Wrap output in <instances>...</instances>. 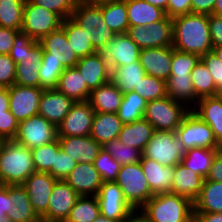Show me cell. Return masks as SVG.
Here are the masks:
<instances>
[{
	"label": "cell",
	"instance_id": "36",
	"mask_svg": "<svg viewBox=\"0 0 222 222\" xmlns=\"http://www.w3.org/2000/svg\"><path fill=\"white\" fill-rule=\"evenodd\" d=\"M105 24L115 34H125L129 28L126 0H107L101 3Z\"/></svg>",
	"mask_w": 222,
	"mask_h": 222
},
{
	"label": "cell",
	"instance_id": "57",
	"mask_svg": "<svg viewBox=\"0 0 222 222\" xmlns=\"http://www.w3.org/2000/svg\"><path fill=\"white\" fill-rule=\"evenodd\" d=\"M209 30L213 47L222 46V17L209 15Z\"/></svg>",
	"mask_w": 222,
	"mask_h": 222
},
{
	"label": "cell",
	"instance_id": "6",
	"mask_svg": "<svg viewBox=\"0 0 222 222\" xmlns=\"http://www.w3.org/2000/svg\"><path fill=\"white\" fill-rule=\"evenodd\" d=\"M190 112L184 104L166 96L147 102L143 115L155 131H176L183 118Z\"/></svg>",
	"mask_w": 222,
	"mask_h": 222
},
{
	"label": "cell",
	"instance_id": "10",
	"mask_svg": "<svg viewBox=\"0 0 222 222\" xmlns=\"http://www.w3.org/2000/svg\"><path fill=\"white\" fill-rule=\"evenodd\" d=\"M58 138L57 127L41 115H35L18 123L15 142L33 149L47 145Z\"/></svg>",
	"mask_w": 222,
	"mask_h": 222
},
{
	"label": "cell",
	"instance_id": "39",
	"mask_svg": "<svg viewBox=\"0 0 222 222\" xmlns=\"http://www.w3.org/2000/svg\"><path fill=\"white\" fill-rule=\"evenodd\" d=\"M61 27L65 30L69 45L79 58L93 54L97 51L84 30L71 18L63 20Z\"/></svg>",
	"mask_w": 222,
	"mask_h": 222
},
{
	"label": "cell",
	"instance_id": "9",
	"mask_svg": "<svg viewBox=\"0 0 222 222\" xmlns=\"http://www.w3.org/2000/svg\"><path fill=\"white\" fill-rule=\"evenodd\" d=\"M184 153L175 131H155L142 155L161 165L176 166Z\"/></svg>",
	"mask_w": 222,
	"mask_h": 222
},
{
	"label": "cell",
	"instance_id": "24",
	"mask_svg": "<svg viewBox=\"0 0 222 222\" xmlns=\"http://www.w3.org/2000/svg\"><path fill=\"white\" fill-rule=\"evenodd\" d=\"M140 165L154 195L171 193L175 166H165L142 155Z\"/></svg>",
	"mask_w": 222,
	"mask_h": 222
},
{
	"label": "cell",
	"instance_id": "51",
	"mask_svg": "<svg viewBox=\"0 0 222 222\" xmlns=\"http://www.w3.org/2000/svg\"><path fill=\"white\" fill-rule=\"evenodd\" d=\"M34 4L58 14L63 20L70 18L76 3L75 0H31Z\"/></svg>",
	"mask_w": 222,
	"mask_h": 222
},
{
	"label": "cell",
	"instance_id": "33",
	"mask_svg": "<svg viewBox=\"0 0 222 222\" xmlns=\"http://www.w3.org/2000/svg\"><path fill=\"white\" fill-rule=\"evenodd\" d=\"M154 132V127L142 118L130 124H123L118 138L124 144L138 148L143 152Z\"/></svg>",
	"mask_w": 222,
	"mask_h": 222
},
{
	"label": "cell",
	"instance_id": "43",
	"mask_svg": "<svg viewBox=\"0 0 222 222\" xmlns=\"http://www.w3.org/2000/svg\"><path fill=\"white\" fill-rule=\"evenodd\" d=\"M25 0H0V27L21 30Z\"/></svg>",
	"mask_w": 222,
	"mask_h": 222
},
{
	"label": "cell",
	"instance_id": "71",
	"mask_svg": "<svg viewBox=\"0 0 222 222\" xmlns=\"http://www.w3.org/2000/svg\"><path fill=\"white\" fill-rule=\"evenodd\" d=\"M222 98V90L218 94Z\"/></svg>",
	"mask_w": 222,
	"mask_h": 222
},
{
	"label": "cell",
	"instance_id": "50",
	"mask_svg": "<svg viewBox=\"0 0 222 222\" xmlns=\"http://www.w3.org/2000/svg\"><path fill=\"white\" fill-rule=\"evenodd\" d=\"M38 43L37 40L31 39L26 33L19 31L13 42L9 56L16 64H24L29 57L30 50Z\"/></svg>",
	"mask_w": 222,
	"mask_h": 222
},
{
	"label": "cell",
	"instance_id": "48",
	"mask_svg": "<svg viewBox=\"0 0 222 222\" xmlns=\"http://www.w3.org/2000/svg\"><path fill=\"white\" fill-rule=\"evenodd\" d=\"M93 165L100 174L103 182L115 181L121 168L120 163H118L103 148L99 151L97 157L93 162Z\"/></svg>",
	"mask_w": 222,
	"mask_h": 222
},
{
	"label": "cell",
	"instance_id": "40",
	"mask_svg": "<svg viewBox=\"0 0 222 222\" xmlns=\"http://www.w3.org/2000/svg\"><path fill=\"white\" fill-rule=\"evenodd\" d=\"M147 102L135 91L123 94L117 115L123 124H130L143 118Z\"/></svg>",
	"mask_w": 222,
	"mask_h": 222
},
{
	"label": "cell",
	"instance_id": "11",
	"mask_svg": "<svg viewBox=\"0 0 222 222\" xmlns=\"http://www.w3.org/2000/svg\"><path fill=\"white\" fill-rule=\"evenodd\" d=\"M127 35L140 49L170 47L173 46V20L166 16L145 27H129Z\"/></svg>",
	"mask_w": 222,
	"mask_h": 222
},
{
	"label": "cell",
	"instance_id": "23",
	"mask_svg": "<svg viewBox=\"0 0 222 222\" xmlns=\"http://www.w3.org/2000/svg\"><path fill=\"white\" fill-rule=\"evenodd\" d=\"M61 150L78 163H93L102 146L91 136L58 137Z\"/></svg>",
	"mask_w": 222,
	"mask_h": 222
},
{
	"label": "cell",
	"instance_id": "44",
	"mask_svg": "<svg viewBox=\"0 0 222 222\" xmlns=\"http://www.w3.org/2000/svg\"><path fill=\"white\" fill-rule=\"evenodd\" d=\"M102 148L108 152L121 166L133 163H140L142 151L131 147L115 138L102 145Z\"/></svg>",
	"mask_w": 222,
	"mask_h": 222
},
{
	"label": "cell",
	"instance_id": "15",
	"mask_svg": "<svg viewBox=\"0 0 222 222\" xmlns=\"http://www.w3.org/2000/svg\"><path fill=\"white\" fill-rule=\"evenodd\" d=\"M79 196L65 180H56L41 222H64Z\"/></svg>",
	"mask_w": 222,
	"mask_h": 222
},
{
	"label": "cell",
	"instance_id": "66",
	"mask_svg": "<svg viewBox=\"0 0 222 222\" xmlns=\"http://www.w3.org/2000/svg\"><path fill=\"white\" fill-rule=\"evenodd\" d=\"M212 14L218 17H222V0L215 1V6Z\"/></svg>",
	"mask_w": 222,
	"mask_h": 222
},
{
	"label": "cell",
	"instance_id": "42",
	"mask_svg": "<svg viewBox=\"0 0 222 222\" xmlns=\"http://www.w3.org/2000/svg\"><path fill=\"white\" fill-rule=\"evenodd\" d=\"M100 215L96 196H79L64 222H93Z\"/></svg>",
	"mask_w": 222,
	"mask_h": 222
},
{
	"label": "cell",
	"instance_id": "61",
	"mask_svg": "<svg viewBox=\"0 0 222 222\" xmlns=\"http://www.w3.org/2000/svg\"><path fill=\"white\" fill-rule=\"evenodd\" d=\"M193 222H222V213L194 212Z\"/></svg>",
	"mask_w": 222,
	"mask_h": 222
},
{
	"label": "cell",
	"instance_id": "38",
	"mask_svg": "<svg viewBox=\"0 0 222 222\" xmlns=\"http://www.w3.org/2000/svg\"><path fill=\"white\" fill-rule=\"evenodd\" d=\"M218 149L192 148L185 151L181 163L203 178H207Z\"/></svg>",
	"mask_w": 222,
	"mask_h": 222
},
{
	"label": "cell",
	"instance_id": "4",
	"mask_svg": "<svg viewBox=\"0 0 222 222\" xmlns=\"http://www.w3.org/2000/svg\"><path fill=\"white\" fill-rule=\"evenodd\" d=\"M84 30L93 47L100 51L116 35L105 24L100 4H76L70 17Z\"/></svg>",
	"mask_w": 222,
	"mask_h": 222
},
{
	"label": "cell",
	"instance_id": "47",
	"mask_svg": "<svg viewBox=\"0 0 222 222\" xmlns=\"http://www.w3.org/2000/svg\"><path fill=\"white\" fill-rule=\"evenodd\" d=\"M65 68L60 62L54 59H42L39 68V88L43 90L55 89L58 84L60 75Z\"/></svg>",
	"mask_w": 222,
	"mask_h": 222
},
{
	"label": "cell",
	"instance_id": "69",
	"mask_svg": "<svg viewBox=\"0 0 222 222\" xmlns=\"http://www.w3.org/2000/svg\"><path fill=\"white\" fill-rule=\"evenodd\" d=\"M212 51L215 53L217 58H219L222 62V46L213 47Z\"/></svg>",
	"mask_w": 222,
	"mask_h": 222
},
{
	"label": "cell",
	"instance_id": "30",
	"mask_svg": "<svg viewBox=\"0 0 222 222\" xmlns=\"http://www.w3.org/2000/svg\"><path fill=\"white\" fill-rule=\"evenodd\" d=\"M76 67L65 68L60 75L56 89L74 102L87 101L91 91Z\"/></svg>",
	"mask_w": 222,
	"mask_h": 222
},
{
	"label": "cell",
	"instance_id": "19",
	"mask_svg": "<svg viewBox=\"0 0 222 222\" xmlns=\"http://www.w3.org/2000/svg\"><path fill=\"white\" fill-rule=\"evenodd\" d=\"M75 67L90 91L110 82L111 69L99 51L80 58Z\"/></svg>",
	"mask_w": 222,
	"mask_h": 222
},
{
	"label": "cell",
	"instance_id": "17",
	"mask_svg": "<svg viewBox=\"0 0 222 222\" xmlns=\"http://www.w3.org/2000/svg\"><path fill=\"white\" fill-rule=\"evenodd\" d=\"M140 48L125 34H116L114 38L99 52L111 68L130 65L139 60Z\"/></svg>",
	"mask_w": 222,
	"mask_h": 222
},
{
	"label": "cell",
	"instance_id": "37",
	"mask_svg": "<svg viewBox=\"0 0 222 222\" xmlns=\"http://www.w3.org/2000/svg\"><path fill=\"white\" fill-rule=\"evenodd\" d=\"M193 204L194 212L222 213V183L205 179Z\"/></svg>",
	"mask_w": 222,
	"mask_h": 222
},
{
	"label": "cell",
	"instance_id": "28",
	"mask_svg": "<svg viewBox=\"0 0 222 222\" xmlns=\"http://www.w3.org/2000/svg\"><path fill=\"white\" fill-rule=\"evenodd\" d=\"M122 98V91L110 81L92 90L88 101L96 113H117Z\"/></svg>",
	"mask_w": 222,
	"mask_h": 222
},
{
	"label": "cell",
	"instance_id": "31",
	"mask_svg": "<svg viewBox=\"0 0 222 222\" xmlns=\"http://www.w3.org/2000/svg\"><path fill=\"white\" fill-rule=\"evenodd\" d=\"M123 123L117 113H96L92 121L90 136L101 146L119 137Z\"/></svg>",
	"mask_w": 222,
	"mask_h": 222
},
{
	"label": "cell",
	"instance_id": "45",
	"mask_svg": "<svg viewBox=\"0 0 222 222\" xmlns=\"http://www.w3.org/2000/svg\"><path fill=\"white\" fill-rule=\"evenodd\" d=\"M58 139L40 147L31 149L35 171L49 172L55 166L56 154L60 150Z\"/></svg>",
	"mask_w": 222,
	"mask_h": 222
},
{
	"label": "cell",
	"instance_id": "7",
	"mask_svg": "<svg viewBox=\"0 0 222 222\" xmlns=\"http://www.w3.org/2000/svg\"><path fill=\"white\" fill-rule=\"evenodd\" d=\"M115 181L121 188L125 200L134 210L140 209L154 196L140 163L121 166Z\"/></svg>",
	"mask_w": 222,
	"mask_h": 222
},
{
	"label": "cell",
	"instance_id": "58",
	"mask_svg": "<svg viewBox=\"0 0 222 222\" xmlns=\"http://www.w3.org/2000/svg\"><path fill=\"white\" fill-rule=\"evenodd\" d=\"M20 30L0 27V55L9 54L16 34Z\"/></svg>",
	"mask_w": 222,
	"mask_h": 222
},
{
	"label": "cell",
	"instance_id": "3",
	"mask_svg": "<svg viewBox=\"0 0 222 222\" xmlns=\"http://www.w3.org/2000/svg\"><path fill=\"white\" fill-rule=\"evenodd\" d=\"M140 210L149 222H193V202L172 192L152 196Z\"/></svg>",
	"mask_w": 222,
	"mask_h": 222
},
{
	"label": "cell",
	"instance_id": "8",
	"mask_svg": "<svg viewBox=\"0 0 222 222\" xmlns=\"http://www.w3.org/2000/svg\"><path fill=\"white\" fill-rule=\"evenodd\" d=\"M63 19L56 13L25 0L21 30L31 39L39 41L44 36L59 29Z\"/></svg>",
	"mask_w": 222,
	"mask_h": 222
},
{
	"label": "cell",
	"instance_id": "27",
	"mask_svg": "<svg viewBox=\"0 0 222 222\" xmlns=\"http://www.w3.org/2000/svg\"><path fill=\"white\" fill-rule=\"evenodd\" d=\"M193 111L211 127L222 146V98L219 95L199 98Z\"/></svg>",
	"mask_w": 222,
	"mask_h": 222
},
{
	"label": "cell",
	"instance_id": "54",
	"mask_svg": "<svg viewBox=\"0 0 222 222\" xmlns=\"http://www.w3.org/2000/svg\"><path fill=\"white\" fill-rule=\"evenodd\" d=\"M18 123L10 110L0 113V141L13 140L18 131Z\"/></svg>",
	"mask_w": 222,
	"mask_h": 222
},
{
	"label": "cell",
	"instance_id": "49",
	"mask_svg": "<svg viewBox=\"0 0 222 222\" xmlns=\"http://www.w3.org/2000/svg\"><path fill=\"white\" fill-rule=\"evenodd\" d=\"M200 59L199 55L181 52L173 48L170 75H191Z\"/></svg>",
	"mask_w": 222,
	"mask_h": 222
},
{
	"label": "cell",
	"instance_id": "22",
	"mask_svg": "<svg viewBox=\"0 0 222 222\" xmlns=\"http://www.w3.org/2000/svg\"><path fill=\"white\" fill-rule=\"evenodd\" d=\"M64 180L80 196H96L103 183L93 163H78Z\"/></svg>",
	"mask_w": 222,
	"mask_h": 222
},
{
	"label": "cell",
	"instance_id": "18",
	"mask_svg": "<svg viewBox=\"0 0 222 222\" xmlns=\"http://www.w3.org/2000/svg\"><path fill=\"white\" fill-rule=\"evenodd\" d=\"M38 43L42 46V59H54L64 68L75 67L80 58L69 45L65 30L59 29L41 38Z\"/></svg>",
	"mask_w": 222,
	"mask_h": 222
},
{
	"label": "cell",
	"instance_id": "26",
	"mask_svg": "<svg viewBox=\"0 0 222 222\" xmlns=\"http://www.w3.org/2000/svg\"><path fill=\"white\" fill-rule=\"evenodd\" d=\"M204 181L205 178L180 162L175 166L171 192L194 202L201 192Z\"/></svg>",
	"mask_w": 222,
	"mask_h": 222
},
{
	"label": "cell",
	"instance_id": "25",
	"mask_svg": "<svg viewBox=\"0 0 222 222\" xmlns=\"http://www.w3.org/2000/svg\"><path fill=\"white\" fill-rule=\"evenodd\" d=\"M12 222H41L34 212L26 189L22 185H8V212Z\"/></svg>",
	"mask_w": 222,
	"mask_h": 222
},
{
	"label": "cell",
	"instance_id": "13",
	"mask_svg": "<svg viewBox=\"0 0 222 222\" xmlns=\"http://www.w3.org/2000/svg\"><path fill=\"white\" fill-rule=\"evenodd\" d=\"M8 93L9 110L18 122L38 115L42 88L14 84Z\"/></svg>",
	"mask_w": 222,
	"mask_h": 222
},
{
	"label": "cell",
	"instance_id": "55",
	"mask_svg": "<svg viewBox=\"0 0 222 222\" xmlns=\"http://www.w3.org/2000/svg\"><path fill=\"white\" fill-rule=\"evenodd\" d=\"M201 60L210 71L214 79L216 89L220 92L222 90V62L213 51L201 56Z\"/></svg>",
	"mask_w": 222,
	"mask_h": 222
},
{
	"label": "cell",
	"instance_id": "35",
	"mask_svg": "<svg viewBox=\"0 0 222 222\" xmlns=\"http://www.w3.org/2000/svg\"><path fill=\"white\" fill-rule=\"evenodd\" d=\"M166 92L175 102L184 104L190 110L195 108V90L191 75H170L166 80Z\"/></svg>",
	"mask_w": 222,
	"mask_h": 222
},
{
	"label": "cell",
	"instance_id": "12",
	"mask_svg": "<svg viewBox=\"0 0 222 222\" xmlns=\"http://www.w3.org/2000/svg\"><path fill=\"white\" fill-rule=\"evenodd\" d=\"M100 214L108 219L123 222L134 210L125 200L116 181L103 182L96 195Z\"/></svg>",
	"mask_w": 222,
	"mask_h": 222
},
{
	"label": "cell",
	"instance_id": "62",
	"mask_svg": "<svg viewBox=\"0 0 222 222\" xmlns=\"http://www.w3.org/2000/svg\"><path fill=\"white\" fill-rule=\"evenodd\" d=\"M8 212V185L0 186V215Z\"/></svg>",
	"mask_w": 222,
	"mask_h": 222
},
{
	"label": "cell",
	"instance_id": "46",
	"mask_svg": "<svg viewBox=\"0 0 222 222\" xmlns=\"http://www.w3.org/2000/svg\"><path fill=\"white\" fill-rule=\"evenodd\" d=\"M134 91L146 102L162 99L167 96L166 81L146 74Z\"/></svg>",
	"mask_w": 222,
	"mask_h": 222
},
{
	"label": "cell",
	"instance_id": "52",
	"mask_svg": "<svg viewBox=\"0 0 222 222\" xmlns=\"http://www.w3.org/2000/svg\"><path fill=\"white\" fill-rule=\"evenodd\" d=\"M77 164V161L72 159L68 154L64 153L63 150L60 149L56 154L55 166H52L48 173L57 180H64Z\"/></svg>",
	"mask_w": 222,
	"mask_h": 222
},
{
	"label": "cell",
	"instance_id": "70",
	"mask_svg": "<svg viewBox=\"0 0 222 222\" xmlns=\"http://www.w3.org/2000/svg\"><path fill=\"white\" fill-rule=\"evenodd\" d=\"M0 222H12L7 215H0Z\"/></svg>",
	"mask_w": 222,
	"mask_h": 222
},
{
	"label": "cell",
	"instance_id": "5",
	"mask_svg": "<svg viewBox=\"0 0 222 222\" xmlns=\"http://www.w3.org/2000/svg\"><path fill=\"white\" fill-rule=\"evenodd\" d=\"M175 132L184 152L197 147L206 149L222 147L217 142L211 127L193 110L183 118Z\"/></svg>",
	"mask_w": 222,
	"mask_h": 222
},
{
	"label": "cell",
	"instance_id": "65",
	"mask_svg": "<svg viewBox=\"0 0 222 222\" xmlns=\"http://www.w3.org/2000/svg\"><path fill=\"white\" fill-rule=\"evenodd\" d=\"M146 2L158 7L166 12L168 0H145Z\"/></svg>",
	"mask_w": 222,
	"mask_h": 222
},
{
	"label": "cell",
	"instance_id": "56",
	"mask_svg": "<svg viewBox=\"0 0 222 222\" xmlns=\"http://www.w3.org/2000/svg\"><path fill=\"white\" fill-rule=\"evenodd\" d=\"M166 16L174 18L191 13V0H168Z\"/></svg>",
	"mask_w": 222,
	"mask_h": 222
},
{
	"label": "cell",
	"instance_id": "67",
	"mask_svg": "<svg viewBox=\"0 0 222 222\" xmlns=\"http://www.w3.org/2000/svg\"><path fill=\"white\" fill-rule=\"evenodd\" d=\"M107 0H75L76 4H100Z\"/></svg>",
	"mask_w": 222,
	"mask_h": 222
},
{
	"label": "cell",
	"instance_id": "64",
	"mask_svg": "<svg viewBox=\"0 0 222 222\" xmlns=\"http://www.w3.org/2000/svg\"><path fill=\"white\" fill-rule=\"evenodd\" d=\"M9 110V93L8 88H0V113Z\"/></svg>",
	"mask_w": 222,
	"mask_h": 222
},
{
	"label": "cell",
	"instance_id": "29",
	"mask_svg": "<svg viewBox=\"0 0 222 222\" xmlns=\"http://www.w3.org/2000/svg\"><path fill=\"white\" fill-rule=\"evenodd\" d=\"M129 27L148 26L166 17L164 10L145 0H126Z\"/></svg>",
	"mask_w": 222,
	"mask_h": 222
},
{
	"label": "cell",
	"instance_id": "1",
	"mask_svg": "<svg viewBox=\"0 0 222 222\" xmlns=\"http://www.w3.org/2000/svg\"><path fill=\"white\" fill-rule=\"evenodd\" d=\"M173 48L201 56L213 49L209 15L189 13L172 18Z\"/></svg>",
	"mask_w": 222,
	"mask_h": 222
},
{
	"label": "cell",
	"instance_id": "68",
	"mask_svg": "<svg viewBox=\"0 0 222 222\" xmlns=\"http://www.w3.org/2000/svg\"><path fill=\"white\" fill-rule=\"evenodd\" d=\"M93 222H119V221L108 219L105 216L100 214Z\"/></svg>",
	"mask_w": 222,
	"mask_h": 222
},
{
	"label": "cell",
	"instance_id": "63",
	"mask_svg": "<svg viewBox=\"0 0 222 222\" xmlns=\"http://www.w3.org/2000/svg\"><path fill=\"white\" fill-rule=\"evenodd\" d=\"M123 222H149L140 209L133 210Z\"/></svg>",
	"mask_w": 222,
	"mask_h": 222
},
{
	"label": "cell",
	"instance_id": "34",
	"mask_svg": "<svg viewBox=\"0 0 222 222\" xmlns=\"http://www.w3.org/2000/svg\"><path fill=\"white\" fill-rule=\"evenodd\" d=\"M145 75L146 71L141 66L140 60H137L130 65L111 68L110 81L124 94L134 91Z\"/></svg>",
	"mask_w": 222,
	"mask_h": 222
},
{
	"label": "cell",
	"instance_id": "60",
	"mask_svg": "<svg viewBox=\"0 0 222 222\" xmlns=\"http://www.w3.org/2000/svg\"><path fill=\"white\" fill-rule=\"evenodd\" d=\"M216 0H191V13L211 15Z\"/></svg>",
	"mask_w": 222,
	"mask_h": 222
},
{
	"label": "cell",
	"instance_id": "41",
	"mask_svg": "<svg viewBox=\"0 0 222 222\" xmlns=\"http://www.w3.org/2000/svg\"><path fill=\"white\" fill-rule=\"evenodd\" d=\"M191 80L195 90V106L199 98L219 94L210 71L201 59L191 72Z\"/></svg>",
	"mask_w": 222,
	"mask_h": 222
},
{
	"label": "cell",
	"instance_id": "16",
	"mask_svg": "<svg viewBox=\"0 0 222 222\" xmlns=\"http://www.w3.org/2000/svg\"><path fill=\"white\" fill-rule=\"evenodd\" d=\"M48 172H37L31 174L22 184L34 212L41 218L48 210L49 199L56 182Z\"/></svg>",
	"mask_w": 222,
	"mask_h": 222
},
{
	"label": "cell",
	"instance_id": "32",
	"mask_svg": "<svg viewBox=\"0 0 222 222\" xmlns=\"http://www.w3.org/2000/svg\"><path fill=\"white\" fill-rule=\"evenodd\" d=\"M43 49L37 43L29 52L24 64H16L15 84L27 87H39V68L42 62Z\"/></svg>",
	"mask_w": 222,
	"mask_h": 222
},
{
	"label": "cell",
	"instance_id": "53",
	"mask_svg": "<svg viewBox=\"0 0 222 222\" xmlns=\"http://www.w3.org/2000/svg\"><path fill=\"white\" fill-rule=\"evenodd\" d=\"M16 63L9 54L0 55V88H10L15 84Z\"/></svg>",
	"mask_w": 222,
	"mask_h": 222
},
{
	"label": "cell",
	"instance_id": "2",
	"mask_svg": "<svg viewBox=\"0 0 222 222\" xmlns=\"http://www.w3.org/2000/svg\"><path fill=\"white\" fill-rule=\"evenodd\" d=\"M35 172L31 149L14 140L0 141V182L22 185Z\"/></svg>",
	"mask_w": 222,
	"mask_h": 222
},
{
	"label": "cell",
	"instance_id": "59",
	"mask_svg": "<svg viewBox=\"0 0 222 222\" xmlns=\"http://www.w3.org/2000/svg\"><path fill=\"white\" fill-rule=\"evenodd\" d=\"M206 179L222 183V147L218 149Z\"/></svg>",
	"mask_w": 222,
	"mask_h": 222
},
{
	"label": "cell",
	"instance_id": "20",
	"mask_svg": "<svg viewBox=\"0 0 222 222\" xmlns=\"http://www.w3.org/2000/svg\"><path fill=\"white\" fill-rule=\"evenodd\" d=\"M74 101L55 89L43 90L39 112L46 120L58 127L71 109Z\"/></svg>",
	"mask_w": 222,
	"mask_h": 222
},
{
	"label": "cell",
	"instance_id": "21",
	"mask_svg": "<svg viewBox=\"0 0 222 222\" xmlns=\"http://www.w3.org/2000/svg\"><path fill=\"white\" fill-rule=\"evenodd\" d=\"M173 47L146 48L140 50V63L147 75L167 80L171 74Z\"/></svg>",
	"mask_w": 222,
	"mask_h": 222
},
{
	"label": "cell",
	"instance_id": "14",
	"mask_svg": "<svg viewBox=\"0 0 222 222\" xmlns=\"http://www.w3.org/2000/svg\"><path fill=\"white\" fill-rule=\"evenodd\" d=\"M95 111L89 101L74 102L57 127L58 137L90 136Z\"/></svg>",
	"mask_w": 222,
	"mask_h": 222
}]
</instances>
